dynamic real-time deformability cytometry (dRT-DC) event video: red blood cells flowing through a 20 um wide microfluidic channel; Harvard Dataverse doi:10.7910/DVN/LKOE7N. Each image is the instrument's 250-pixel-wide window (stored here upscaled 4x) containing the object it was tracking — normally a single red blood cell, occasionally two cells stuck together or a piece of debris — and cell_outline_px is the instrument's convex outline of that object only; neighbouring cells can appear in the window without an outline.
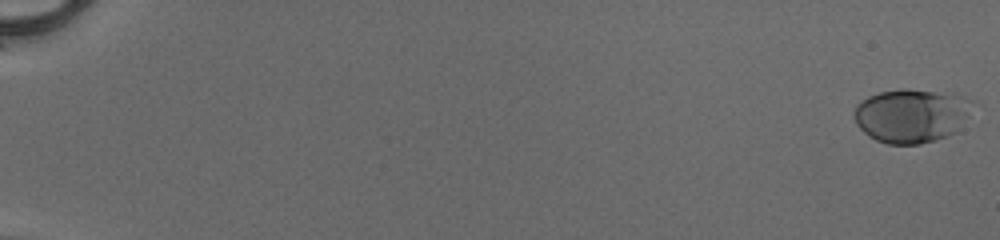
{"species": "human", "species_latin": "Homo sapiens", "temperature_condition": "cold", "stored_images_in_passage": 52, "camera_frame_rate_fps": 3000, "um_per_image_px": 0.085, "donor": {"sex": "male"}, "frame": {"image": 1, "passage_image": 1, "time_ms": 0.0, "image_size_px": [1000, 240], "cell_outline_px": [[976, 100], [968, 116], [956, 132], [948, 136], [936, 140], [920, 144], [888, 144], [876, 140], [868, 136], [856, 124], [852, 112], [856, 104], [860, 100], [868, 96], [880, 92], [900, 88], [908, 88], [956, 92]], "centroid_in_image_um": [77.51, 9.79], "position_along_channel_um": 7.5, "area_um2": 38.32}}
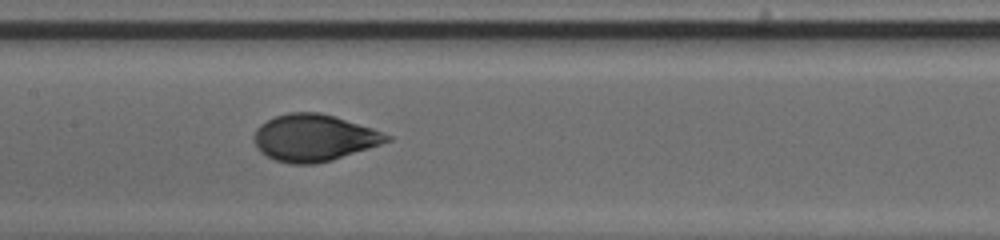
{"frame": {"image": 2, "passage_image": 29, "time_ms": 9.333, "image_size_px": [1000, 240], "cell_outline_px": [[392, 140], [332, 160], [312, 164], [288, 164], [276, 160], [260, 152], [252, 136], [256, 128], [260, 124], [276, 116], [288, 112], [320, 112], [372, 128], [392, 136]], "centroid_in_image_um": [26.66, 11.71], "position_along_channel_um": 180.7, "area_um2": 36.01}}
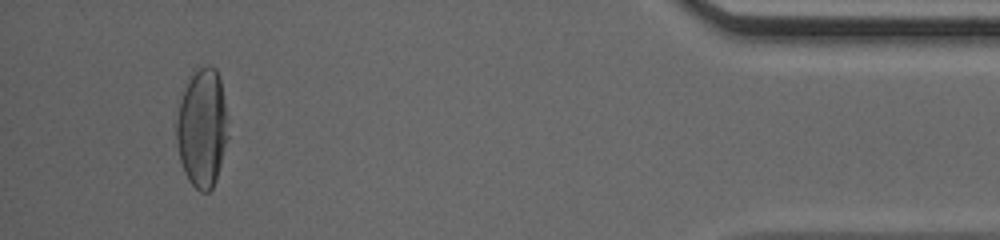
{"frame": {"image": 3, "passage_image": 50, "time_ms": 16.333, "image_size_px": [1000, 240], "cell_outline_px": [[228, 136], [216, 180], [212, 188], [208, 192], [200, 192], [188, 180], [184, 172], [180, 160], [176, 140], [176, 120], [180, 100], [196, 64], [212, 64], [216, 68], [220, 80], [224, 100]], "centroid_in_image_um": [17.17, 10.83], "position_along_channel_um": 418.0, "area_um2": 35.84}, "authors_computed_cell_mechanics": {"area_um2": 35.8649, "velocity_mm_per_s": 4.1619, "shape_relaxation_time_tau1_ms": 3.1584, "shape_relaxation_time_tau2_ms": null, "deformation_change_tau1": 0.1793, "deformation_change_tau2": null}}